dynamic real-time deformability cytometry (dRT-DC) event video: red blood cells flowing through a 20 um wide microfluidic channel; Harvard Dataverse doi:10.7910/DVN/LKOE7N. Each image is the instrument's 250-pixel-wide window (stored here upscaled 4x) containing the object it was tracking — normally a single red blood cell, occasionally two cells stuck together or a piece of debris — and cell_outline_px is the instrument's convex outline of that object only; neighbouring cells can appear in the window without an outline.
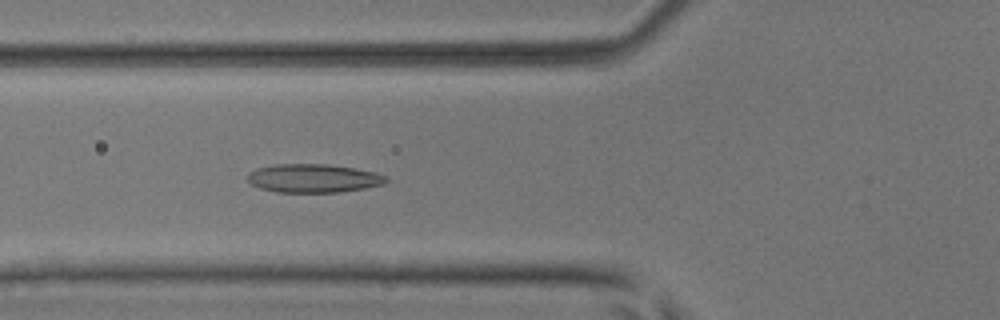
{"species": "common noctule bat (a hibernating species)", "species_latin": "Nyctalus noctula", "temperature_condition": "room temperature", "stored_images_in_passage": 5, "camera_frame_rate_fps": 3000, "um_per_image_px": 0.085, "animal": {"sex": "male", "body_mass_g": 17.9, "forearm_length_mm": 54.2}, "frame": {"image": 1, "passage_image": 5, "time_ms": 1.333, "image_size_px": [1000, 320], "cell_outline_px": [[388, 180], [384, 184], [364, 188], [340, 192], [276, 192], [260, 188], [252, 184], [248, 180], [248, 172], [256, 168], [276, 164], [328, 164], [356, 168], [376, 172], [384, 176]], "centroid_in_image_um": [26.63, 15.15], "position_along_channel_um": 99.2, "area_um2": 23.06}}